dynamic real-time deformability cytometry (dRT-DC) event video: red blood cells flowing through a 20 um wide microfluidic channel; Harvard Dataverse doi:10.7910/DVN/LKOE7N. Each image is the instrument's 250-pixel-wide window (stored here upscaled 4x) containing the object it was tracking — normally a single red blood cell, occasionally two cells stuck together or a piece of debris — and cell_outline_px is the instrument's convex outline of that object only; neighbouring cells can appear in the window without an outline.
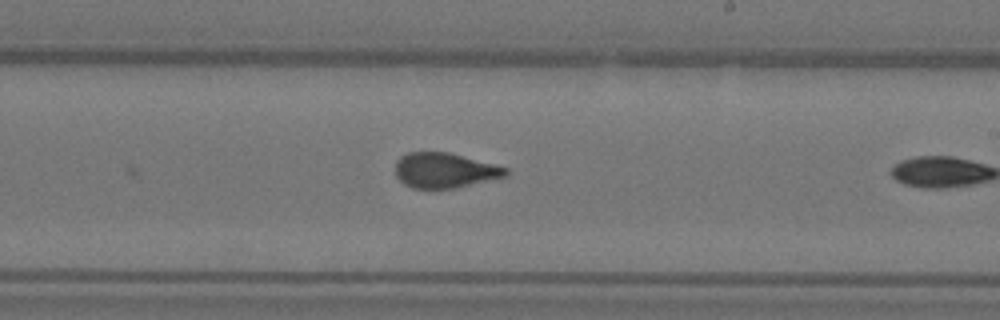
{"species": "Egyptian fruit bat (a non-hibernating species)", "species_latin": "Rousettus aegyptiacus", "temperature_condition": "warm", "stored_images_in_passage": 8, "camera_frame_rate_fps": 3000, "um_per_image_px": 0.085, "animal": {"sex": "female"}, "frame": {"image": 1, "passage_image": 7, "time_ms": 2.0, "image_size_px": [1000, 320], "cell_outline_px": [[508, 176], [456, 188], [412, 188], [404, 184], [396, 176], [396, 160], [400, 156], [408, 152], [448, 152], [496, 164], [508, 168]], "centroid_in_image_um": [37.81, 14.48], "position_along_channel_um": 251.2, "area_um2": 22.72}}